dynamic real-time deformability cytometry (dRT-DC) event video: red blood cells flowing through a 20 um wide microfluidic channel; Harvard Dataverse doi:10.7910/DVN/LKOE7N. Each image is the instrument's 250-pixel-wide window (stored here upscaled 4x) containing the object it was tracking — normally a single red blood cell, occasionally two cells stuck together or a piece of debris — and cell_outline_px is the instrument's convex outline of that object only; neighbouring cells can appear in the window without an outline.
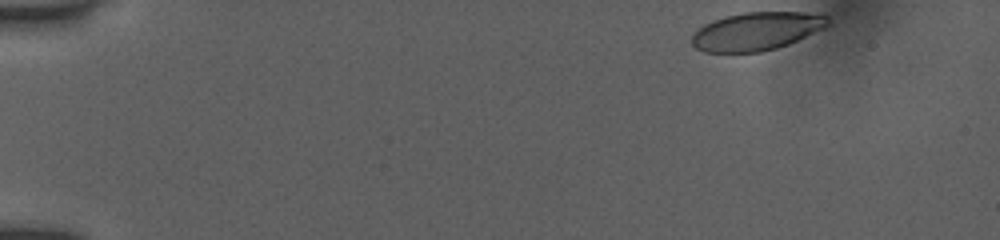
{"species": "human", "species_latin": "Homo sapiens", "temperature_condition": "room temperature", "stored_images_in_passage": 49, "camera_frame_rate_fps": 3000, "um_per_image_px": 0.085, "donor": {"sex": "female"}, "frame": {"image": 1, "passage_image": 1, "time_ms": 0.0, "image_size_px": [1000, 240], "cell_outline_px": [[824, 16], [808, 32], [796, 40], [772, 48], [756, 52], [708, 52], [700, 48], [692, 40], [692, 36], [700, 28], [716, 20], [728, 16], [752, 12], [796, 12]], "centroid_in_image_um": [64.09, 2.67], "position_along_channel_um": 20.9, "area_um2": 27.51}}
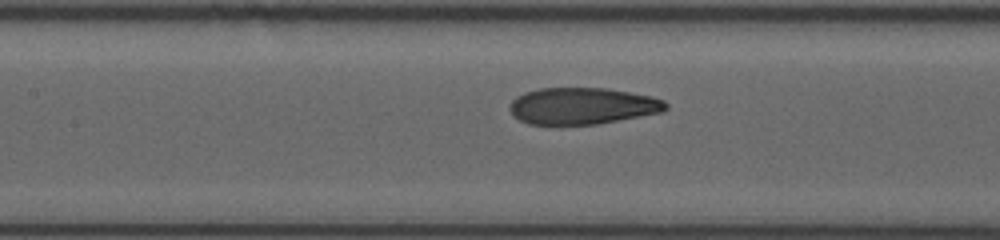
{"frame": {"image": 2, "passage_image": 21, "time_ms": 6.667, "image_size_px": [1000, 240], "cell_outline_px": [[664, 108], [656, 112], [592, 124], [532, 124], [516, 116], [512, 112], [512, 104], [520, 96], [528, 92], [544, 88], [600, 88], [648, 96], [660, 100], [664, 104]], "centroid_in_image_um": [49.44, 9.0], "position_along_channel_um": 158.0, "area_um2": 31.27}}
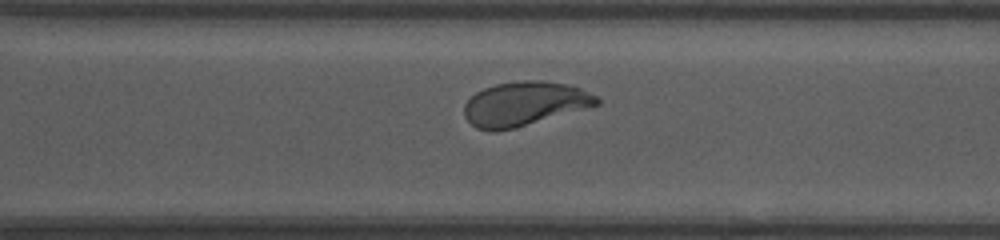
{"frame": {"image": 3, "passage_image": 34, "time_ms": 11.0, "image_size_px": [1000, 240], "cell_outline_px": [[600, 100], [596, 104], [512, 128], [480, 128], [472, 124], [468, 120], [464, 112], [464, 108], [468, 100], [476, 92], [500, 84], [560, 84], [576, 88], [596, 96]], "centroid_in_image_um": [44.51, 8.85], "position_along_channel_um": 326.1, "area_um2": 30.81}, "authors_computed_cell_mechanics": {"area_um2": 30.8652, "velocity_mm_per_s": 3.8933, "shape_relaxation_time_tau1_ms": 3.8815, "shape_relaxation_time_tau2_ms": 0.9543, "deformation_change_tau1": 0.1612, "deformation_change_tau2": 0.0744}}